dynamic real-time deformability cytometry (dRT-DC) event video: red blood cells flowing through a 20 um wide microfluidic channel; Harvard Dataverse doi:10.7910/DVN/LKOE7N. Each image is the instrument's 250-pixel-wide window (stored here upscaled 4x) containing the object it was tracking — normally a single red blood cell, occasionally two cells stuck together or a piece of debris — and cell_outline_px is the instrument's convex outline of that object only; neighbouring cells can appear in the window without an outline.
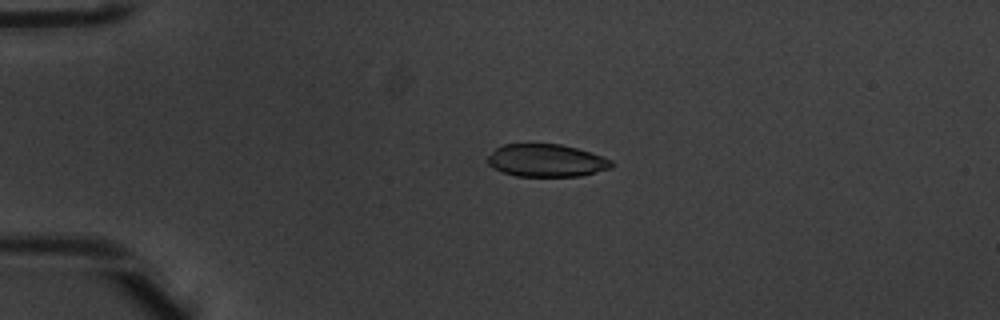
{"species": "common noctule bat (a hibernating species)", "species_latin": "Nyctalus noctula", "temperature_condition": "warm", "stored_images_in_passage": 4, "camera_frame_rate_fps": 3000, "um_per_image_px": 0.085, "animal": {"sex": "male", "body_mass_g": 20.1, "forearm_length_mm": 53.5}, "frame": {"image": 1, "passage_image": 3, "time_ms": 0.667, "image_size_px": [1000, 320], "cell_outline_px": [[612, 168], [580, 176], [516, 176], [492, 168], [488, 164], [488, 156], [496, 148], [504, 144], [560, 144], [576, 148], [612, 160]], "centroid_in_image_um": [46.42, 13.65], "position_along_channel_um": 38.6, "area_um2": 23.35}}